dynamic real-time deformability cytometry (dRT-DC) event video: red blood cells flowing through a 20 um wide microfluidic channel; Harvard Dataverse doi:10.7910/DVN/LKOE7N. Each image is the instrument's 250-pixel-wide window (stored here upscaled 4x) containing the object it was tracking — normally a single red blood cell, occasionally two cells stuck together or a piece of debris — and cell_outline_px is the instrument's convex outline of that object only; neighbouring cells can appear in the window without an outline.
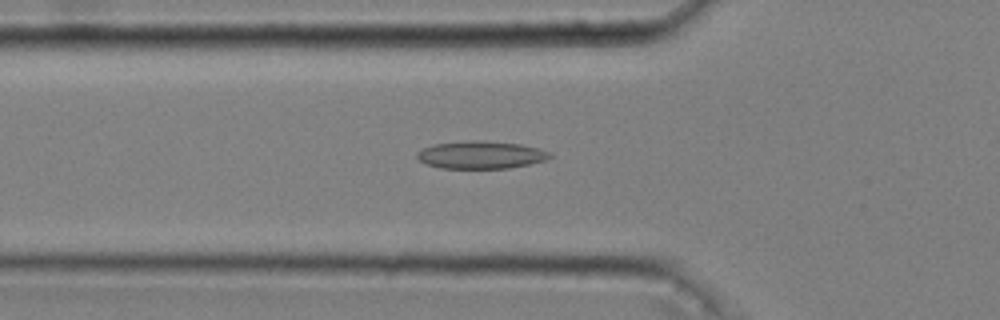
{"species": "common noctule bat (a hibernating species)", "species_latin": "Nyctalus noctula", "temperature_condition": "cold", "stored_images_in_passage": 52, "camera_frame_rate_fps": 3000, "um_per_image_px": 0.085, "animal": {"sex": "male", "body_mass_g": 20.4}, "frame": {"image": 1, "passage_image": 18, "time_ms": 5.667, "image_size_px": [1000, 320], "cell_outline_px": [[552, 156], [544, 160], [528, 164], [508, 168], [440, 168], [428, 164], [420, 160], [416, 156], [416, 152], [432, 144], [468, 140], [480, 140], [520, 144], [540, 148], [552, 152]], "centroid_in_image_um": [40.88, 13.15], "position_along_channel_um": 84.9, "area_um2": 21.39}}
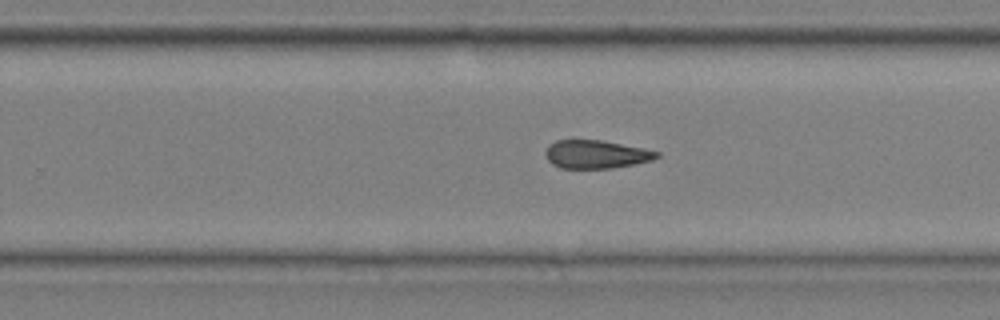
{"frame": {"image": 2, "passage_image": 34, "time_ms": 11.0, "image_size_px": [1000, 320], "cell_outline_px": [[660, 156], [652, 160], [636, 164], [612, 168], [560, 168], [552, 164], [548, 160], [544, 152], [548, 144], [556, 140], [600, 140], [644, 148], [660, 152]], "centroid_in_image_um": [50.66, 13.11], "position_along_channel_um": 279.1, "area_um2": 18.44}}
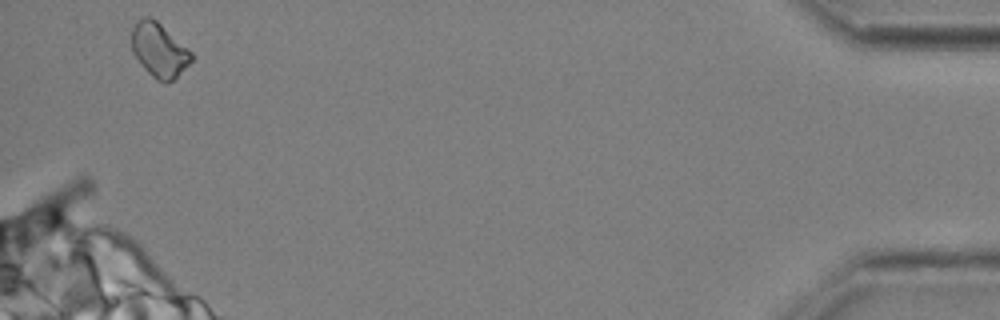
{"frame": {"image": 3, "passage_image": 51, "time_ms": 16.667, "image_size_px": [1000, 320], "cell_outline_px": [[196, 56], [172, 80], [164, 84], [156, 80], [140, 64], [132, 52], [132, 28], [144, 16], [148, 16], [156, 20], [188, 48]], "centroid_in_image_um": [13.53, 4.27], "position_along_channel_um": 421.7, "area_um2": 18.67}, "authors_computed_cell_mechanics": {"area_um2": 19.4208, "velocity_mm_per_s": 3.6379, "shape_relaxation_time_tau1_ms": null, "shape_relaxation_time_tau2_ms": 6.8903, "deformation_change_tau1": null, "deformation_change_tau2": 0.1677}}